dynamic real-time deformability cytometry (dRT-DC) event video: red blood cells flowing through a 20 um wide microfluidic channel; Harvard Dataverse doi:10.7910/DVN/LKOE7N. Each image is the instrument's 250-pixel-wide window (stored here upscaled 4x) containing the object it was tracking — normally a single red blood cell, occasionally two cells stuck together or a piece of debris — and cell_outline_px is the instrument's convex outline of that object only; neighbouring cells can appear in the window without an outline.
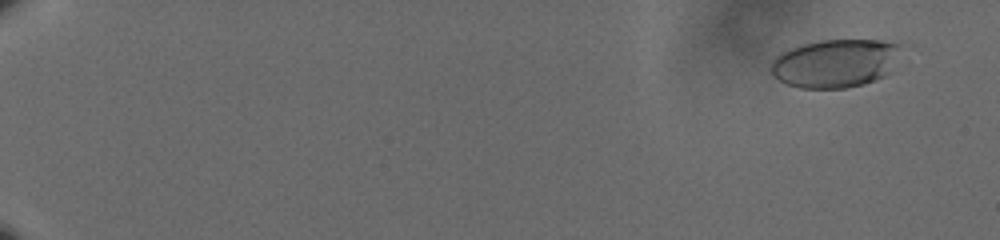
{"species": "human", "species_latin": "Homo sapiens", "temperature_condition": "cold", "stored_images_in_passage": 62, "camera_frame_rate_fps": 3000, "um_per_image_px": 0.085, "donor": {"sex": "male"}, "frame": {"image": 1, "passage_image": 5, "time_ms": 1.333, "image_size_px": [1000, 240], "cell_outline_px": [[900, 44], [888, 72], [884, 76], [876, 80], [864, 84], [844, 88], [800, 88], [784, 84], [772, 72], [772, 60], [780, 52], [804, 44], [820, 40], [880, 40]], "centroid_in_image_um": [70.94, 5.39], "position_along_channel_um": 14.1, "area_um2": 36.07}}
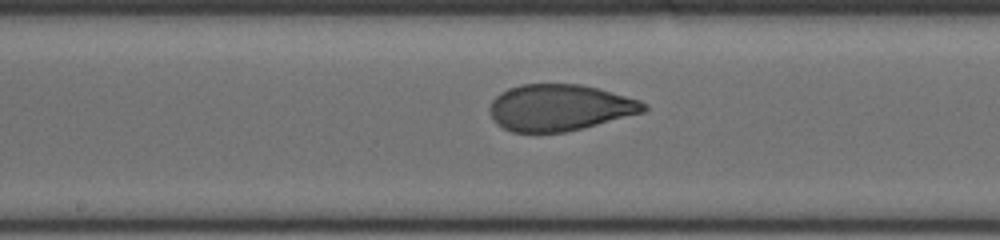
{"frame": {"image": 2, "passage_image": 37, "time_ms": 12.0, "image_size_px": [1000, 240], "cell_outline_px": [[648, 108], [644, 112], [584, 128], [564, 132], [512, 132], [496, 124], [488, 108], [492, 100], [500, 92], [508, 88], [520, 84], [580, 84], [596, 88], [640, 100], [648, 104]], "centroid_in_image_um": [47.56, 9.15], "position_along_channel_um": 200.6, "area_um2": 41.73}}
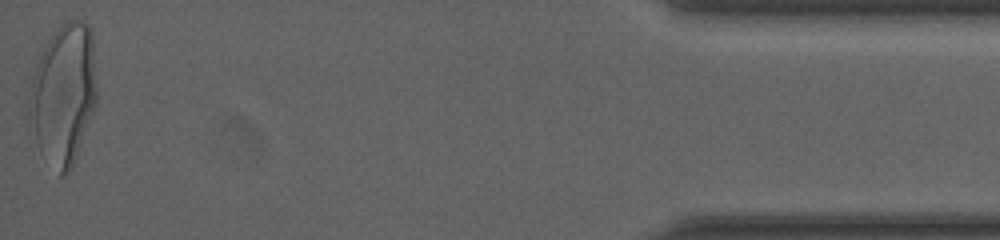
{"frame": {"image": 3, "passage_image": 62, "time_ms": 20.333, "image_size_px": [1000, 240], "cell_outline_px": [[96, 104], [72, 168], [68, 172], [60, 176], [36, 136], [28, 120], [28, 108], [32, 76], [36, 64], [48, 40], [60, 24], [68, 20], [84, 20], [92, 28], [96, 84]], "centroid_in_image_um": [5.43, 7.9], "position_along_channel_um": 429.8, "area_um2": 54.45}, "authors_computed_cell_mechanics": {"area_um2": 42.1073, "velocity_mm_per_s": 3.6065, "shape_relaxation_time_tau1_ms": 4.4521, "shape_relaxation_time_tau2_ms": 0.8232, "deformation_change_tau1": 0.1786, "deformation_change_tau2": 0.0583}}